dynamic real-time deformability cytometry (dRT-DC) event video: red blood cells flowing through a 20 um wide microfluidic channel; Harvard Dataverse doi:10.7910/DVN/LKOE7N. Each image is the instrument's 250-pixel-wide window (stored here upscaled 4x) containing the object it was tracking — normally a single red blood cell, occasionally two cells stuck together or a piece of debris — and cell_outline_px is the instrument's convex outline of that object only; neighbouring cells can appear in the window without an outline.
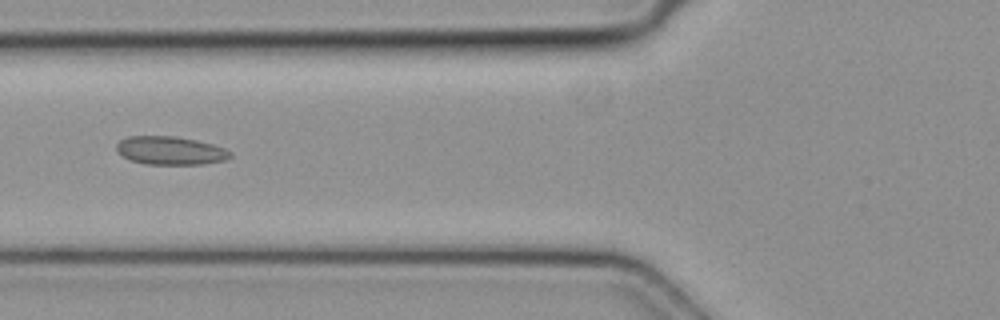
{"species": "common noctule bat (a hibernating species)", "species_latin": "Nyctalus noctula", "temperature_condition": "cold", "stored_images_in_passage": 5, "camera_frame_rate_fps": 3000, "um_per_image_px": 0.085, "animal": {"sex": "female", "body_mass_g": 19.3, "forearm_length_mm": 54.1}, "frame": {"image": 1, "passage_image": 4, "time_ms": 1.0, "image_size_px": [1000, 320], "cell_outline_px": [[232, 156], [228, 160], [204, 164], [144, 164], [132, 160], [124, 156], [116, 148], [116, 144], [120, 140], [128, 136], [176, 136], [196, 140], [212, 144], [224, 148], [232, 152]], "centroid_in_image_um": [14.53, 12.8], "position_along_channel_um": 111.3, "area_um2": 18.79}}
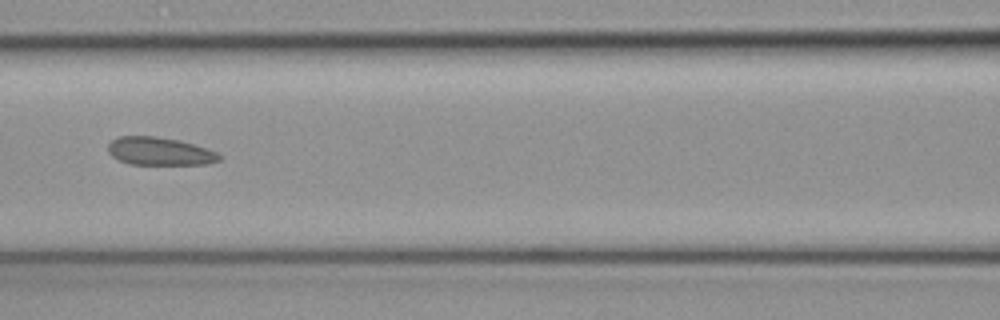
{"frame": {"image": 2, "passage_image": 5, "time_ms": 1.333, "image_size_px": [1000, 320], "cell_outline_px": [[220, 160], [208, 164], [128, 164], [112, 156], [108, 152], [108, 144], [112, 140], [120, 136], [156, 136], [180, 140], [216, 152], [220, 156]], "centroid_in_image_um": [13.54, 12.85], "position_along_channel_um": 153.1, "area_um2": 17.98}}